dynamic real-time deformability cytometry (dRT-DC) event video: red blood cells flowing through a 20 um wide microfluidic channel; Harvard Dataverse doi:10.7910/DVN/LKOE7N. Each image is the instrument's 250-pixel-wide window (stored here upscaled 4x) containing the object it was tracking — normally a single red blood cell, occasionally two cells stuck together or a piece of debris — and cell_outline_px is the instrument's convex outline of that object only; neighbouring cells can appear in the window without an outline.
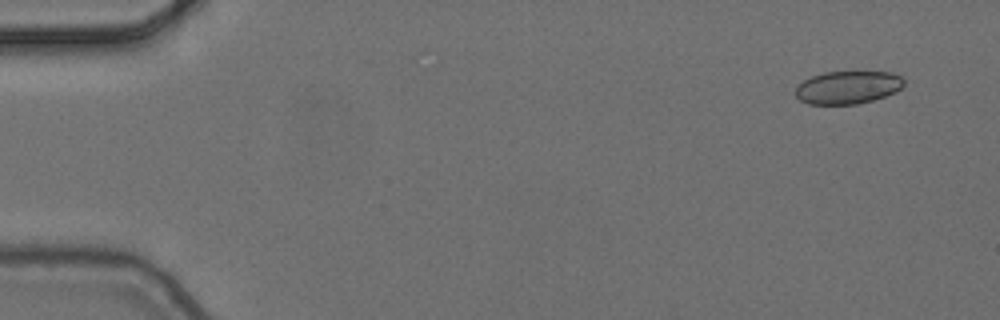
{"species": "common noctule bat (a hibernating species)", "species_latin": "Nyctalus noctula", "temperature_condition": "cold", "stored_images_in_passage": 4, "camera_frame_rate_fps": 3000, "um_per_image_px": 0.085, "animal": {"sex": "female", "body_mass_g": 24.6, "forearm_length_mm": 56.2}, "frame": {"image": 1, "passage_image": 1, "time_ms": 0.0, "image_size_px": [1000, 320], "cell_outline_px": [[904, 84], [896, 92], [872, 100], [856, 104], [808, 104], [800, 100], [796, 96], [796, 88], [804, 80], [812, 76], [824, 72], [892, 72], [900, 76], [904, 80]], "centroid_in_image_um": [72.07, 7.43], "position_along_channel_um": 12.9, "area_um2": 20.63}}